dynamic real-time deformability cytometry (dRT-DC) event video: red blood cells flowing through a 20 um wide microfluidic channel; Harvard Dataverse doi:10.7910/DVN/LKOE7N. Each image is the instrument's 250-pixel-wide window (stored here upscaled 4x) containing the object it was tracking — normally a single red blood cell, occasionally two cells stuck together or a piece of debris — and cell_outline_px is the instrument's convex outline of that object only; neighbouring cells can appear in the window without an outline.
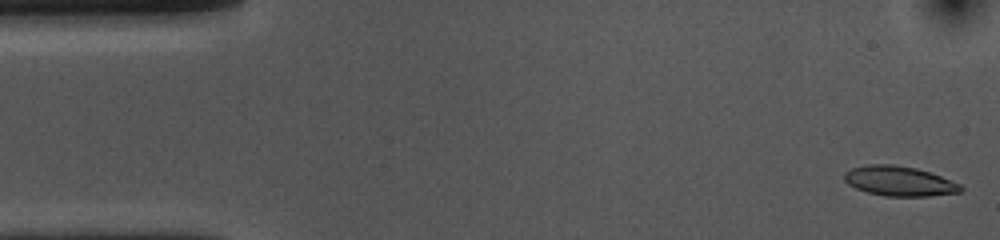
{"species": "common noctule bat (a hibernating species)", "species_latin": "Nyctalus noctula", "temperature_condition": "cold", "stored_images_in_passage": 53, "camera_frame_rate_fps": 3000, "um_per_image_px": 0.085, "animal": {"sex": "female", "body_mass_g": 10.0, "forearm_length_mm": 53.1}, "frame": {"image": 1, "passage_image": 1, "time_ms": 0.0, "image_size_px": [1000, 240], "cell_outline_px": [[964, 188], [960, 192], [928, 196], [884, 196], [868, 192], [856, 188], [848, 184], [844, 180], [844, 172], [852, 168], [868, 164], [892, 164], [916, 168], [940, 176], [960, 184]], "centroid_in_image_um": [76.42, 15.39], "position_along_channel_um": 8.6, "area_um2": 20.11}}
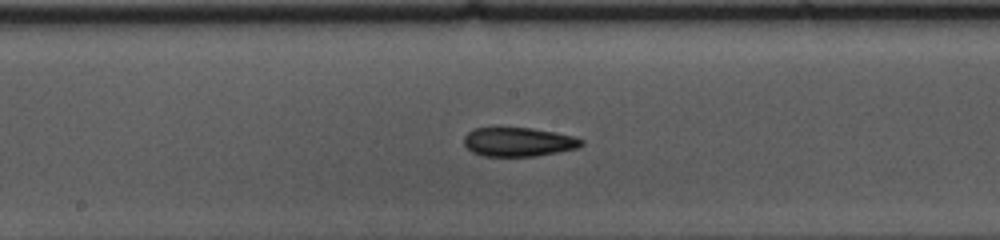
{"frame": {"image": 2, "passage_image": 26, "time_ms": 8.333, "image_size_px": [1000, 240], "cell_outline_px": [[584, 144], [580, 148], [536, 156], [484, 156], [472, 152], [464, 144], [464, 136], [468, 132], [476, 128], [532, 128], [572, 136], [584, 140]], "centroid_in_image_um": [44.09, 12.07], "position_along_channel_um": 204.1, "area_um2": 19.77}}
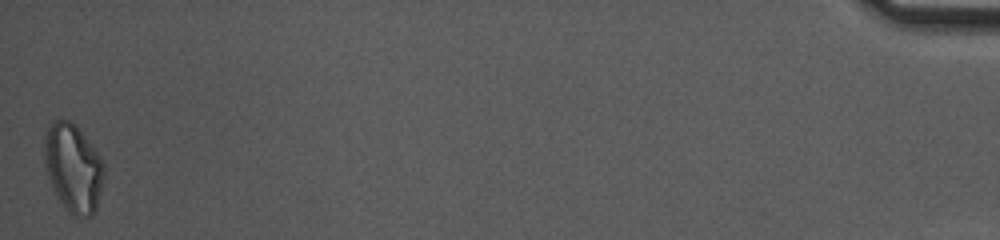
{"frame": {"image": 3, "passage_image": 53, "time_ms": 17.333, "image_size_px": [1000, 240], "cell_outline_px": [[104, 180], [96, 208], [92, 216], [76, 216], [68, 212], [60, 200], [48, 176], [44, 160], [44, 136], [48, 128], [56, 120], [68, 120], [76, 124], [100, 156], [104, 164]], "centroid_in_image_um": [6.24, 14.26], "position_along_channel_um": 429.0, "area_um2": 30.4}, "authors_computed_cell_mechanics": {"area_um2": 20.6924, "velocity_mm_per_s": 3.6233, "shape_relaxation_time_tau1_ms": 3.4902, "shape_relaxation_time_tau2_ms": 4.6047, "deformation_change_tau1": 0.1335, "deformation_change_tau2": 0.1375}}